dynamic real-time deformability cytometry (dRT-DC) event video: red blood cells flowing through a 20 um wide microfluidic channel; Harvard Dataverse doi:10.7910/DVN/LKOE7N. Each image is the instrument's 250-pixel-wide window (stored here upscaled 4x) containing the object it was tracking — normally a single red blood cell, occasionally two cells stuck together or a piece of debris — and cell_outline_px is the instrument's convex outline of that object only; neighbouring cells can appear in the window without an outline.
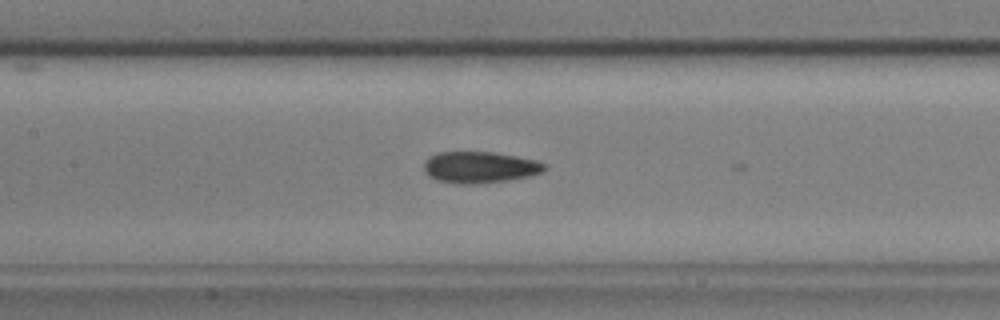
{"species": "common noctule bat (a hibernating species)", "species_latin": "Nyctalus noctula", "temperature_condition": "cold", "stored_images_in_passage": 12, "camera_frame_rate_fps": 3000, "um_per_image_px": 0.085, "animal": {"sex": "male", "body_mass_g": 17.9, "forearm_length_mm": 54.2}, "frame": {"image": 1, "passage_image": 9, "time_ms": 2.667, "image_size_px": [1000, 320], "cell_outline_px": [[548, 168], [544, 172], [528, 176], [508, 180], [472, 184], [460, 184], [436, 180], [428, 176], [424, 172], [424, 160], [428, 156], [436, 152], [492, 152], [516, 156], [536, 160], [544, 164]], "centroid_in_image_um": [40.74, 14.21], "position_along_channel_um": 166.7, "area_um2": 22.25}}